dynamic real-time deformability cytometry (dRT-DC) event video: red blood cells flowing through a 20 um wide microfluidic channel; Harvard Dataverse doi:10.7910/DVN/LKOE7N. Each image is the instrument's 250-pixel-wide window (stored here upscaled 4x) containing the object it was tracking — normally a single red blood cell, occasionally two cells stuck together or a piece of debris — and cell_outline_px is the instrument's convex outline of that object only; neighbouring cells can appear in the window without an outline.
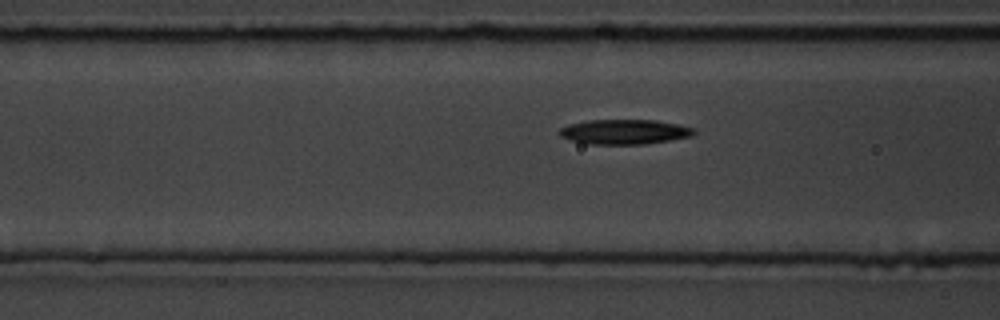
{"species": "common noctule bat (a hibernating species)", "species_latin": "Nyctalus noctula", "temperature_condition": "room temperature", "stored_images_in_passage": 7, "camera_frame_rate_fps": 3000, "um_per_image_px": 0.085, "animal": {"sex": "male", "body_mass_g": 19.5, "forearm_length_mm": 54.6}, "frame": {"image": 1, "passage_image": 6, "time_ms": 1.667, "image_size_px": [1000, 320], "cell_outline_px": [[696, 132], [692, 136], [644, 144], [592, 144], [572, 140], [560, 136], [556, 132], [560, 128], [568, 124], [588, 120], [656, 120], [696, 128]], "centroid_in_image_um": [53.06, 11.2], "position_along_channel_um": 113.5, "area_um2": 19.42}}